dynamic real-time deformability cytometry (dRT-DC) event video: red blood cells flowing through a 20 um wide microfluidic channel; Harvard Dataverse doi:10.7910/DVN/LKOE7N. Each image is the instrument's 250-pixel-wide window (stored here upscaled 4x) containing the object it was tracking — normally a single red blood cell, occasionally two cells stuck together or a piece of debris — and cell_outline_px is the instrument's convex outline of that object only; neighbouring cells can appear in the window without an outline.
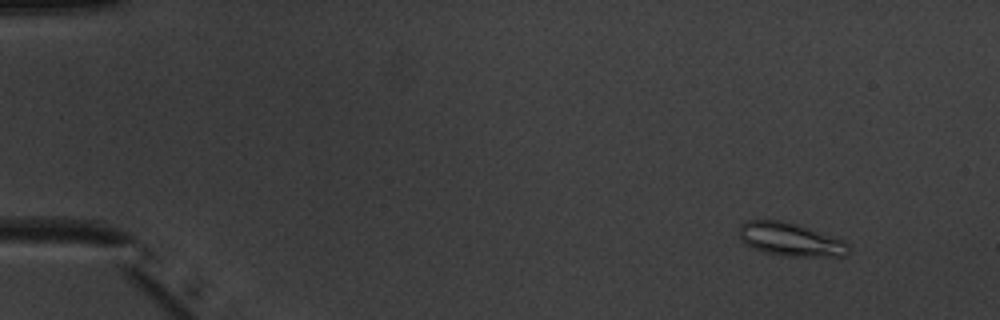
{"species": "common noctule bat (a hibernating species)", "species_latin": "Nyctalus noctula", "temperature_condition": "warm", "stored_images_in_passage": 53, "camera_frame_rate_fps": 3000, "um_per_image_px": 0.085, "animal": {"sex": "male", "body_mass_g": 20.1, "forearm_length_mm": 53.5}, "frame": {"image": 1, "passage_image": 6, "time_ms": 1.667, "image_size_px": [1000, 320], "cell_outline_px": [[848, 252], [844, 256], [788, 256], [764, 252], [752, 248], [744, 244], [740, 240], [740, 224], [744, 220], [780, 220], [796, 224], [844, 240], [848, 244]], "centroid_in_image_um": [67.13, 20.35], "position_along_channel_um": 17.9, "area_um2": 21.1}}
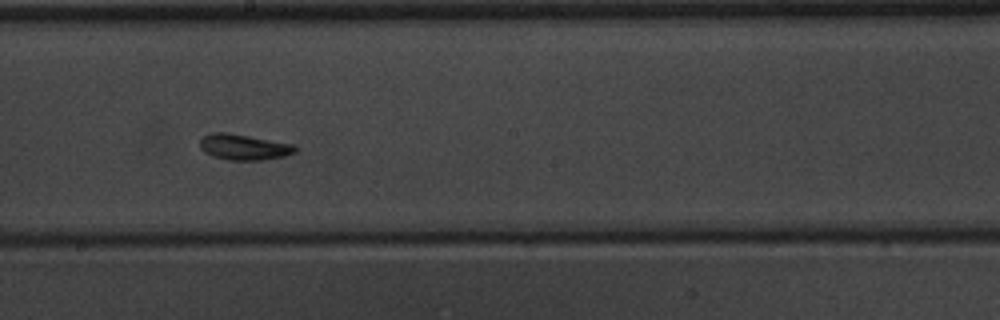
{"frame": {"image": 2, "passage_image": 31, "time_ms": 10.0, "image_size_px": [1000, 320], "cell_outline_px": [[296, 152], [284, 156], [264, 160], [228, 160], [212, 156], [204, 152], [200, 148], [200, 136], [212, 132], [228, 132], [296, 144]], "centroid_in_image_um": [20.71, 12.49], "position_along_channel_um": 227.5, "area_um2": 14.62}}
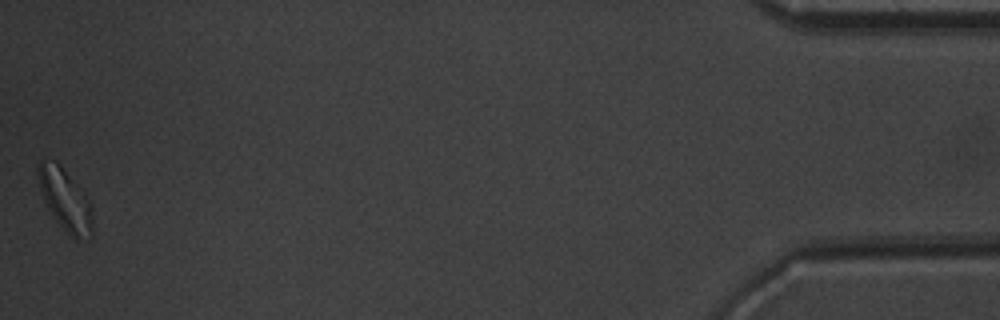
{"frame": {"image": 3, "passage_image": 53, "time_ms": 17.333, "image_size_px": [1000, 320], "cell_outline_px": [[92, 236], [76, 240], [52, 216], [44, 200], [36, 176], [36, 164], [40, 160], [56, 160], [60, 164], [88, 200], [92, 208]], "centroid_in_image_um": [5.5, 16.94], "position_along_channel_um": 429.7, "area_um2": 19.36}, "authors_computed_cell_mechanics": {"area_um2": 14.8546, "velocity_mm_per_s": 3.9269, "shape_relaxation_time_tau1_ms": 4.7507, "shape_relaxation_time_tau2_ms": 6.5881, "deformation_change_tau1": 0.1418, "deformation_change_tau2": 0.1208}}